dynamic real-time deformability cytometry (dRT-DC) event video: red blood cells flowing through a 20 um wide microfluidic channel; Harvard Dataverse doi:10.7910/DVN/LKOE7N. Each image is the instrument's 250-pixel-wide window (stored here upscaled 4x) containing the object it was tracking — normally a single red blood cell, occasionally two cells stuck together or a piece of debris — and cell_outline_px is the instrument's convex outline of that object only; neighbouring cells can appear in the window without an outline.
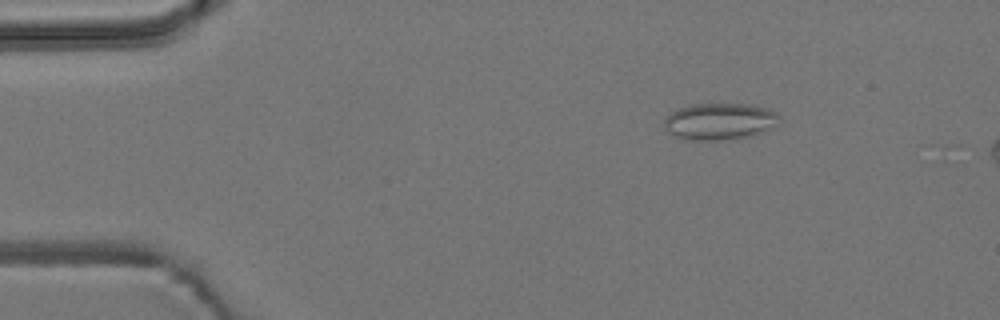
{"species": "common noctule bat (a hibernating species)", "species_latin": "Nyctalus noctula", "temperature_condition": "room temperature", "stored_images_in_passage": 4, "camera_frame_rate_fps": 3000, "um_per_image_px": 0.085, "animal": {"sex": "male", "body_mass_g": 19.2, "forearm_length_mm": 51.8}, "frame": {"image": 1, "passage_image": 2, "time_ms": 0.333, "image_size_px": [1000, 320], "cell_outline_px": [[776, 124], [752, 136], [720, 140], [688, 140], [676, 136], [668, 132], [664, 128], [664, 120], [672, 112], [680, 108], [692, 104], [748, 104], [768, 108], [776, 112]], "centroid_in_image_um": [61.12, 10.32], "position_along_channel_um": 23.9, "area_um2": 24.28}}